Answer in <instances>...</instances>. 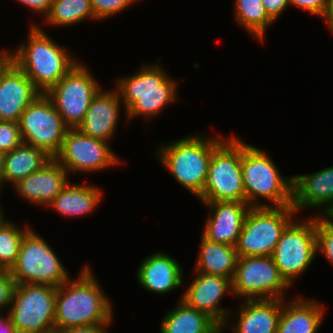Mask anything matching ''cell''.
<instances>
[{
    "instance_id": "cell-1",
    "label": "cell",
    "mask_w": 333,
    "mask_h": 333,
    "mask_svg": "<svg viewBox=\"0 0 333 333\" xmlns=\"http://www.w3.org/2000/svg\"><path fill=\"white\" fill-rule=\"evenodd\" d=\"M88 265L76 280L57 287L55 327L65 330L81 325L111 324L113 306Z\"/></svg>"
},
{
    "instance_id": "cell-2",
    "label": "cell",
    "mask_w": 333,
    "mask_h": 333,
    "mask_svg": "<svg viewBox=\"0 0 333 333\" xmlns=\"http://www.w3.org/2000/svg\"><path fill=\"white\" fill-rule=\"evenodd\" d=\"M115 82L127 122L140 116L151 120L178 99V82L172 80L159 63L143 65L130 76L116 78Z\"/></svg>"
},
{
    "instance_id": "cell-3",
    "label": "cell",
    "mask_w": 333,
    "mask_h": 333,
    "mask_svg": "<svg viewBox=\"0 0 333 333\" xmlns=\"http://www.w3.org/2000/svg\"><path fill=\"white\" fill-rule=\"evenodd\" d=\"M31 23L27 43L22 42L10 55L35 87L45 94L79 60L69 55L66 47L54 42L39 25Z\"/></svg>"
},
{
    "instance_id": "cell-4",
    "label": "cell",
    "mask_w": 333,
    "mask_h": 333,
    "mask_svg": "<svg viewBox=\"0 0 333 333\" xmlns=\"http://www.w3.org/2000/svg\"><path fill=\"white\" fill-rule=\"evenodd\" d=\"M220 137L189 135L157 147L155 156L176 181L197 198L203 193L213 150Z\"/></svg>"
},
{
    "instance_id": "cell-5",
    "label": "cell",
    "mask_w": 333,
    "mask_h": 333,
    "mask_svg": "<svg viewBox=\"0 0 333 333\" xmlns=\"http://www.w3.org/2000/svg\"><path fill=\"white\" fill-rule=\"evenodd\" d=\"M267 153L242 141V176L246 203L250 207L292 205L293 176L283 177ZM270 201L264 204L258 199Z\"/></svg>"
},
{
    "instance_id": "cell-6",
    "label": "cell",
    "mask_w": 333,
    "mask_h": 333,
    "mask_svg": "<svg viewBox=\"0 0 333 333\" xmlns=\"http://www.w3.org/2000/svg\"><path fill=\"white\" fill-rule=\"evenodd\" d=\"M201 202H246L242 176V140L230 136L213 150Z\"/></svg>"
},
{
    "instance_id": "cell-7",
    "label": "cell",
    "mask_w": 333,
    "mask_h": 333,
    "mask_svg": "<svg viewBox=\"0 0 333 333\" xmlns=\"http://www.w3.org/2000/svg\"><path fill=\"white\" fill-rule=\"evenodd\" d=\"M296 214L292 205L251 207L235 246L238 256H272L283 230Z\"/></svg>"
},
{
    "instance_id": "cell-8",
    "label": "cell",
    "mask_w": 333,
    "mask_h": 333,
    "mask_svg": "<svg viewBox=\"0 0 333 333\" xmlns=\"http://www.w3.org/2000/svg\"><path fill=\"white\" fill-rule=\"evenodd\" d=\"M17 284H44L58 287L69 279L53 248L30 229L23 237L16 263L9 271Z\"/></svg>"
},
{
    "instance_id": "cell-9",
    "label": "cell",
    "mask_w": 333,
    "mask_h": 333,
    "mask_svg": "<svg viewBox=\"0 0 333 333\" xmlns=\"http://www.w3.org/2000/svg\"><path fill=\"white\" fill-rule=\"evenodd\" d=\"M317 254L316 215L302 221L295 218L283 230L272 255L278 271L291 287L311 266Z\"/></svg>"
},
{
    "instance_id": "cell-10",
    "label": "cell",
    "mask_w": 333,
    "mask_h": 333,
    "mask_svg": "<svg viewBox=\"0 0 333 333\" xmlns=\"http://www.w3.org/2000/svg\"><path fill=\"white\" fill-rule=\"evenodd\" d=\"M78 61L45 94L69 129H77L95 95L102 88L89 68Z\"/></svg>"
},
{
    "instance_id": "cell-11",
    "label": "cell",
    "mask_w": 333,
    "mask_h": 333,
    "mask_svg": "<svg viewBox=\"0 0 333 333\" xmlns=\"http://www.w3.org/2000/svg\"><path fill=\"white\" fill-rule=\"evenodd\" d=\"M57 287L44 284H17L8 310L18 333H43L55 327Z\"/></svg>"
},
{
    "instance_id": "cell-12",
    "label": "cell",
    "mask_w": 333,
    "mask_h": 333,
    "mask_svg": "<svg viewBox=\"0 0 333 333\" xmlns=\"http://www.w3.org/2000/svg\"><path fill=\"white\" fill-rule=\"evenodd\" d=\"M231 282L232 295L244 300L285 299L290 288L272 256L239 257Z\"/></svg>"
},
{
    "instance_id": "cell-13",
    "label": "cell",
    "mask_w": 333,
    "mask_h": 333,
    "mask_svg": "<svg viewBox=\"0 0 333 333\" xmlns=\"http://www.w3.org/2000/svg\"><path fill=\"white\" fill-rule=\"evenodd\" d=\"M19 126L23 143L44 150L52 158L59 154L69 129L44 93L23 111Z\"/></svg>"
},
{
    "instance_id": "cell-14",
    "label": "cell",
    "mask_w": 333,
    "mask_h": 333,
    "mask_svg": "<svg viewBox=\"0 0 333 333\" xmlns=\"http://www.w3.org/2000/svg\"><path fill=\"white\" fill-rule=\"evenodd\" d=\"M55 159L68 174L103 171L121 162L107 141L86 136L78 129L67 130L62 148Z\"/></svg>"
},
{
    "instance_id": "cell-15",
    "label": "cell",
    "mask_w": 333,
    "mask_h": 333,
    "mask_svg": "<svg viewBox=\"0 0 333 333\" xmlns=\"http://www.w3.org/2000/svg\"><path fill=\"white\" fill-rule=\"evenodd\" d=\"M193 273L195 279L184 291L180 300L189 307L206 313L221 327V332H223L225 324L228 325L231 317L227 309L220 307V301L229 292L232 294L231 279L195 270Z\"/></svg>"
},
{
    "instance_id": "cell-16",
    "label": "cell",
    "mask_w": 333,
    "mask_h": 333,
    "mask_svg": "<svg viewBox=\"0 0 333 333\" xmlns=\"http://www.w3.org/2000/svg\"><path fill=\"white\" fill-rule=\"evenodd\" d=\"M41 94L25 73L11 61L0 72V121L17 122Z\"/></svg>"
},
{
    "instance_id": "cell-17",
    "label": "cell",
    "mask_w": 333,
    "mask_h": 333,
    "mask_svg": "<svg viewBox=\"0 0 333 333\" xmlns=\"http://www.w3.org/2000/svg\"><path fill=\"white\" fill-rule=\"evenodd\" d=\"M210 211L202 235L210 241L236 246L250 206L240 201L202 202Z\"/></svg>"
},
{
    "instance_id": "cell-18",
    "label": "cell",
    "mask_w": 333,
    "mask_h": 333,
    "mask_svg": "<svg viewBox=\"0 0 333 333\" xmlns=\"http://www.w3.org/2000/svg\"><path fill=\"white\" fill-rule=\"evenodd\" d=\"M295 211L323 208V214H333V166L311 174L293 175V201ZM324 206L325 209H324Z\"/></svg>"
},
{
    "instance_id": "cell-19",
    "label": "cell",
    "mask_w": 333,
    "mask_h": 333,
    "mask_svg": "<svg viewBox=\"0 0 333 333\" xmlns=\"http://www.w3.org/2000/svg\"><path fill=\"white\" fill-rule=\"evenodd\" d=\"M68 172L52 158L43 167L14 185L23 199L37 205L48 206L68 184Z\"/></svg>"
},
{
    "instance_id": "cell-20",
    "label": "cell",
    "mask_w": 333,
    "mask_h": 333,
    "mask_svg": "<svg viewBox=\"0 0 333 333\" xmlns=\"http://www.w3.org/2000/svg\"><path fill=\"white\" fill-rule=\"evenodd\" d=\"M121 101L116 88L111 91H103L101 88L90 103L84 120L77 129L86 136L109 143L116 131L123 104Z\"/></svg>"
},
{
    "instance_id": "cell-21",
    "label": "cell",
    "mask_w": 333,
    "mask_h": 333,
    "mask_svg": "<svg viewBox=\"0 0 333 333\" xmlns=\"http://www.w3.org/2000/svg\"><path fill=\"white\" fill-rule=\"evenodd\" d=\"M137 281L146 291L167 294L183 283V269L175 258L164 252L146 257L137 269Z\"/></svg>"
},
{
    "instance_id": "cell-22",
    "label": "cell",
    "mask_w": 333,
    "mask_h": 333,
    "mask_svg": "<svg viewBox=\"0 0 333 333\" xmlns=\"http://www.w3.org/2000/svg\"><path fill=\"white\" fill-rule=\"evenodd\" d=\"M237 310L234 333H277L283 299L243 300Z\"/></svg>"
},
{
    "instance_id": "cell-23",
    "label": "cell",
    "mask_w": 333,
    "mask_h": 333,
    "mask_svg": "<svg viewBox=\"0 0 333 333\" xmlns=\"http://www.w3.org/2000/svg\"><path fill=\"white\" fill-rule=\"evenodd\" d=\"M324 311L323 304L311 298L306 300L302 295L288 303L283 299L277 333H317L324 319Z\"/></svg>"
},
{
    "instance_id": "cell-24",
    "label": "cell",
    "mask_w": 333,
    "mask_h": 333,
    "mask_svg": "<svg viewBox=\"0 0 333 333\" xmlns=\"http://www.w3.org/2000/svg\"><path fill=\"white\" fill-rule=\"evenodd\" d=\"M52 159L44 150L22 143L12 151L5 154L3 171L0 178V187L4 183L14 186L21 179L29 176L43 167Z\"/></svg>"
},
{
    "instance_id": "cell-25",
    "label": "cell",
    "mask_w": 333,
    "mask_h": 333,
    "mask_svg": "<svg viewBox=\"0 0 333 333\" xmlns=\"http://www.w3.org/2000/svg\"><path fill=\"white\" fill-rule=\"evenodd\" d=\"M199 249L195 271L220 275L232 280L239 259L235 246L213 242L202 235Z\"/></svg>"
},
{
    "instance_id": "cell-26",
    "label": "cell",
    "mask_w": 333,
    "mask_h": 333,
    "mask_svg": "<svg viewBox=\"0 0 333 333\" xmlns=\"http://www.w3.org/2000/svg\"><path fill=\"white\" fill-rule=\"evenodd\" d=\"M160 333H220L221 327L206 313L189 307L179 299L177 306L164 315Z\"/></svg>"
},
{
    "instance_id": "cell-27",
    "label": "cell",
    "mask_w": 333,
    "mask_h": 333,
    "mask_svg": "<svg viewBox=\"0 0 333 333\" xmlns=\"http://www.w3.org/2000/svg\"><path fill=\"white\" fill-rule=\"evenodd\" d=\"M102 194L97 186L68 182L48 206L65 217L83 216L96 209Z\"/></svg>"
},
{
    "instance_id": "cell-28",
    "label": "cell",
    "mask_w": 333,
    "mask_h": 333,
    "mask_svg": "<svg viewBox=\"0 0 333 333\" xmlns=\"http://www.w3.org/2000/svg\"><path fill=\"white\" fill-rule=\"evenodd\" d=\"M95 15L90 0H53L49 14L44 22L51 26H72Z\"/></svg>"
},
{
    "instance_id": "cell-29",
    "label": "cell",
    "mask_w": 333,
    "mask_h": 333,
    "mask_svg": "<svg viewBox=\"0 0 333 333\" xmlns=\"http://www.w3.org/2000/svg\"><path fill=\"white\" fill-rule=\"evenodd\" d=\"M235 20L257 40L263 42L267 28L274 23L262 0H235Z\"/></svg>"
},
{
    "instance_id": "cell-30",
    "label": "cell",
    "mask_w": 333,
    "mask_h": 333,
    "mask_svg": "<svg viewBox=\"0 0 333 333\" xmlns=\"http://www.w3.org/2000/svg\"><path fill=\"white\" fill-rule=\"evenodd\" d=\"M17 227L8 219L0 224V264L10 271L16 263L24 235L31 229L28 225Z\"/></svg>"
},
{
    "instance_id": "cell-31",
    "label": "cell",
    "mask_w": 333,
    "mask_h": 333,
    "mask_svg": "<svg viewBox=\"0 0 333 333\" xmlns=\"http://www.w3.org/2000/svg\"><path fill=\"white\" fill-rule=\"evenodd\" d=\"M317 252H322L325 259L333 265V217L316 216Z\"/></svg>"
},
{
    "instance_id": "cell-32",
    "label": "cell",
    "mask_w": 333,
    "mask_h": 333,
    "mask_svg": "<svg viewBox=\"0 0 333 333\" xmlns=\"http://www.w3.org/2000/svg\"><path fill=\"white\" fill-rule=\"evenodd\" d=\"M91 7L97 20L112 17L121 11H124L128 6H131L135 1L139 0H90Z\"/></svg>"
},
{
    "instance_id": "cell-33",
    "label": "cell",
    "mask_w": 333,
    "mask_h": 333,
    "mask_svg": "<svg viewBox=\"0 0 333 333\" xmlns=\"http://www.w3.org/2000/svg\"><path fill=\"white\" fill-rule=\"evenodd\" d=\"M22 143L19 123L0 121V150L7 153Z\"/></svg>"
},
{
    "instance_id": "cell-34",
    "label": "cell",
    "mask_w": 333,
    "mask_h": 333,
    "mask_svg": "<svg viewBox=\"0 0 333 333\" xmlns=\"http://www.w3.org/2000/svg\"><path fill=\"white\" fill-rule=\"evenodd\" d=\"M16 286L17 282L9 271L0 278V313H2L4 309L8 312Z\"/></svg>"
},
{
    "instance_id": "cell-35",
    "label": "cell",
    "mask_w": 333,
    "mask_h": 333,
    "mask_svg": "<svg viewBox=\"0 0 333 333\" xmlns=\"http://www.w3.org/2000/svg\"><path fill=\"white\" fill-rule=\"evenodd\" d=\"M328 0H289V5H295L310 14L322 18L327 7Z\"/></svg>"
},
{
    "instance_id": "cell-36",
    "label": "cell",
    "mask_w": 333,
    "mask_h": 333,
    "mask_svg": "<svg viewBox=\"0 0 333 333\" xmlns=\"http://www.w3.org/2000/svg\"><path fill=\"white\" fill-rule=\"evenodd\" d=\"M268 16L276 21L281 14L289 7V0H262Z\"/></svg>"
},
{
    "instance_id": "cell-37",
    "label": "cell",
    "mask_w": 333,
    "mask_h": 333,
    "mask_svg": "<svg viewBox=\"0 0 333 333\" xmlns=\"http://www.w3.org/2000/svg\"><path fill=\"white\" fill-rule=\"evenodd\" d=\"M21 3L22 5H25L27 8H31L32 11L35 13L43 15V17L47 16L50 12L51 5L53 0H16Z\"/></svg>"
},
{
    "instance_id": "cell-38",
    "label": "cell",
    "mask_w": 333,
    "mask_h": 333,
    "mask_svg": "<svg viewBox=\"0 0 333 333\" xmlns=\"http://www.w3.org/2000/svg\"><path fill=\"white\" fill-rule=\"evenodd\" d=\"M109 325L110 324H98L69 327L64 330V333H108L106 328Z\"/></svg>"
},
{
    "instance_id": "cell-39",
    "label": "cell",
    "mask_w": 333,
    "mask_h": 333,
    "mask_svg": "<svg viewBox=\"0 0 333 333\" xmlns=\"http://www.w3.org/2000/svg\"><path fill=\"white\" fill-rule=\"evenodd\" d=\"M6 313L7 315L5 317H3V313H0V333H18L14 328L9 313Z\"/></svg>"
},
{
    "instance_id": "cell-40",
    "label": "cell",
    "mask_w": 333,
    "mask_h": 333,
    "mask_svg": "<svg viewBox=\"0 0 333 333\" xmlns=\"http://www.w3.org/2000/svg\"><path fill=\"white\" fill-rule=\"evenodd\" d=\"M322 18L326 21L325 23H327L330 33L333 34V0H328L327 7Z\"/></svg>"
},
{
    "instance_id": "cell-41",
    "label": "cell",
    "mask_w": 333,
    "mask_h": 333,
    "mask_svg": "<svg viewBox=\"0 0 333 333\" xmlns=\"http://www.w3.org/2000/svg\"><path fill=\"white\" fill-rule=\"evenodd\" d=\"M10 50H3L0 52V65L10 56Z\"/></svg>"
},
{
    "instance_id": "cell-42",
    "label": "cell",
    "mask_w": 333,
    "mask_h": 333,
    "mask_svg": "<svg viewBox=\"0 0 333 333\" xmlns=\"http://www.w3.org/2000/svg\"><path fill=\"white\" fill-rule=\"evenodd\" d=\"M5 152L0 150V178L3 171L4 161H5Z\"/></svg>"
},
{
    "instance_id": "cell-43",
    "label": "cell",
    "mask_w": 333,
    "mask_h": 333,
    "mask_svg": "<svg viewBox=\"0 0 333 333\" xmlns=\"http://www.w3.org/2000/svg\"><path fill=\"white\" fill-rule=\"evenodd\" d=\"M43 333H64V330L54 327L44 331Z\"/></svg>"
},
{
    "instance_id": "cell-44",
    "label": "cell",
    "mask_w": 333,
    "mask_h": 333,
    "mask_svg": "<svg viewBox=\"0 0 333 333\" xmlns=\"http://www.w3.org/2000/svg\"><path fill=\"white\" fill-rule=\"evenodd\" d=\"M11 55L0 65V72L11 62Z\"/></svg>"
},
{
    "instance_id": "cell-45",
    "label": "cell",
    "mask_w": 333,
    "mask_h": 333,
    "mask_svg": "<svg viewBox=\"0 0 333 333\" xmlns=\"http://www.w3.org/2000/svg\"><path fill=\"white\" fill-rule=\"evenodd\" d=\"M8 272L7 269H5L1 264H0V278L5 275Z\"/></svg>"
},
{
    "instance_id": "cell-46",
    "label": "cell",
    "mask_w": 333,
    "mask_h": 333,
    "mask_svg": "<svg viewBox=\"0 0 333 333\" xmlns=\"http://www.w3.org/2000/svg\"><path fill=\"white\" fill-rule=\"evenodd\" d=\"M2 206L0 205V224L6 219L4 217V213H3V208H1Z\"/></svg>"
}]
</instances>
